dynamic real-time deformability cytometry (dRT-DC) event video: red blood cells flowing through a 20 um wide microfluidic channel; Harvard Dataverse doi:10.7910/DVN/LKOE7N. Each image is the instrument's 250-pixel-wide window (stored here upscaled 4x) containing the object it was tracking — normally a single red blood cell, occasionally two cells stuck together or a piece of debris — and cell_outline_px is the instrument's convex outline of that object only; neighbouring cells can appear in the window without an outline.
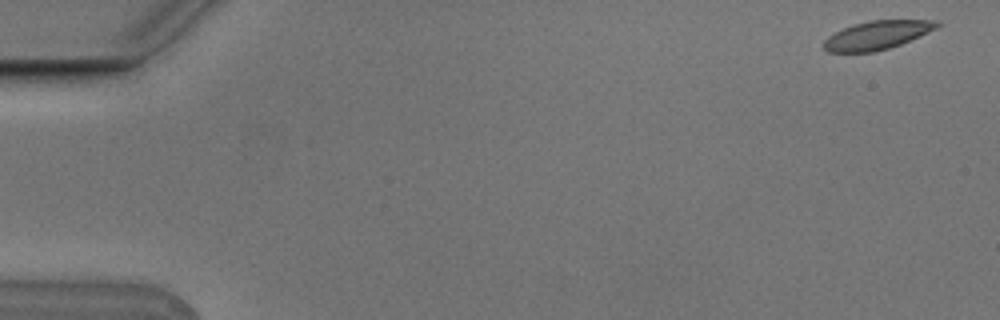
{"species": "Egyptian fruit bat (a non-hibernating species)", "species_latin": "Rousettus aegyptiacus", "temperature_condition": "cold", "stored_images_in_passage": 5, "camera_frame_rate_fps": 3000, "um_per_image_px": 0.085, "animal": {"sex": "male"}, "frame": {"image": 1, "passage_image": 1, "time_ms": 0.0, "image_size_px": [1000, 320], "cell_outline_px": [[940, 24], [936, 28], [900, 44], [888, 48], [872, 52], [828, 52], [824, 48], [824, 40], [828, 36], [852, 24], [868, 20], [940, 20]], "centroid_in_image_um": [74.53, 2.97], "position_along_channel_um": 10.5, "area_um2": 18.61}}
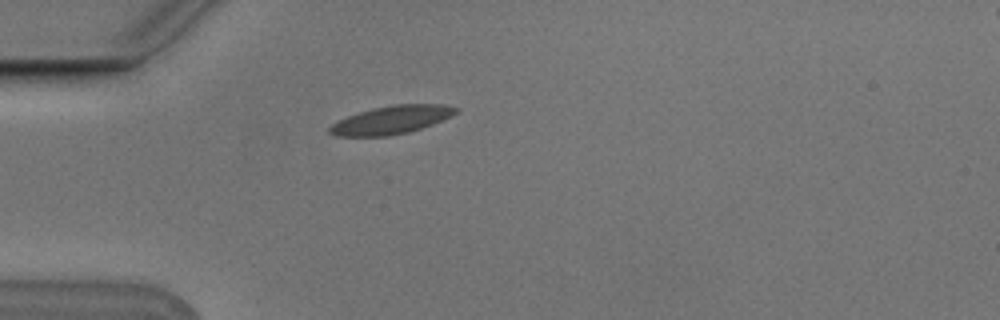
{"frame": {"image": 2, "passage_image": 5, "time_ms": 1.333, "image_size_px": [1000, 320], "cell_outline_px": [[460, 112], [432, 124], [408, 132], [388, 136], [336, 136], [328, 132], [328, 128], [332, 124], [348, 116], [372, 108], [392, 104], [444, 104], [460, 108]], "centroid_in_image_um": [33.3, 10.18], "position_along_channel_um": 51.7, "area_um2": 20.69}}